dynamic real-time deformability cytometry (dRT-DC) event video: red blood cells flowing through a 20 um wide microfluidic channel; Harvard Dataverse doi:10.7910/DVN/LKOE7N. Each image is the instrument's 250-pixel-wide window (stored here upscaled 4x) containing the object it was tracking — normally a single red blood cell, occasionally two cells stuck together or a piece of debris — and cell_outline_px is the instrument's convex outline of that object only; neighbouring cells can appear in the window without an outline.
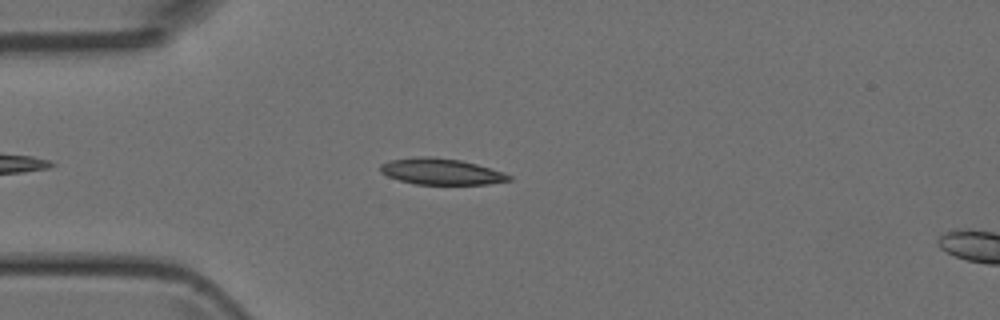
{"species": "Egyptian fruit bat (a non-hibernating species)", "species_latin": "Rousettus aegyptiacus", "temperature_condition": "room temperature", "stored_images_in_passage": 4, "camera_frame_rate_fps": 3000, "um_per_image_px": 0.085, "animal": {"sex": "female"}, "frame": {"image": 1, "passage_image": 3, "time_ms": 2.333, "image_size_px": [1000, 320], "cell_outline_px": [[512, 180], [488, 184], [416, 184], [400, 180], [388, 176], [380, 172], [380, 164], [392, 160], [424, 156], [432, 156], [460, 160], [476, 164], [504, 172], [512, 176]], "centroid_in_image_um": [37.52, 14.58], "position_along_channel_um": 47.5, "area_um2": 19.48}}